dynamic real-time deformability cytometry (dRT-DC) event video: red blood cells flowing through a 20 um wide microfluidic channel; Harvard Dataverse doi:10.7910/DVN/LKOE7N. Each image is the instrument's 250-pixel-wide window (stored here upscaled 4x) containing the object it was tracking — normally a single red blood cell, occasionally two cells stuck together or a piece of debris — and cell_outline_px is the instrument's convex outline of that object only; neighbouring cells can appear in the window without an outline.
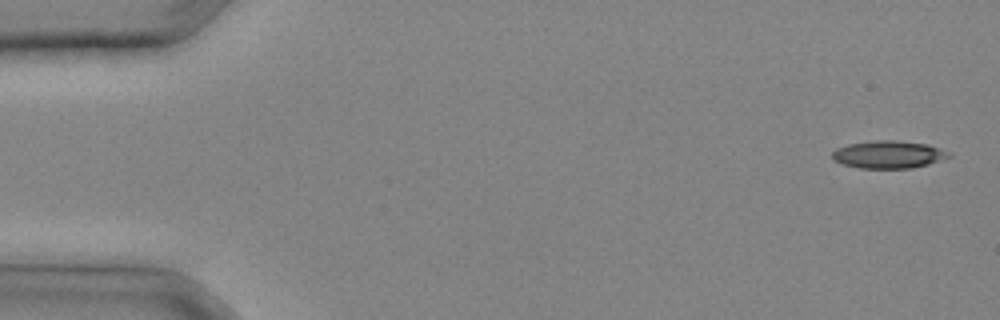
{"species": "common noctule bat (a hibernating species)", "species_latin": "Nyctalus noctula", "temperature_condition": "cold", "stored_images_in_passage": 31, "camera_frame_rate_fps": 3000, "um_per_image_px": 0.085, "animal": {"sex": "male", "body_mass_g": 20.4}, "frame": {"image": 1, "passage_image": 1, "time_ms": 0.0, "image_size_px": [1000, 320], "cell_outline_px": [[952, 156], [928, 164], [912, 168], [860, 168], [844, 164], [836, 160], [832, 156], [832, 152], [836, 148], [848, 144], [872, 140], [896, 140], [928, 144], [952, 152]], "centroid_in_image_um": [75.56, 13.12], "position_along_channel_um": 9.4, "area_um2": 18.79}}
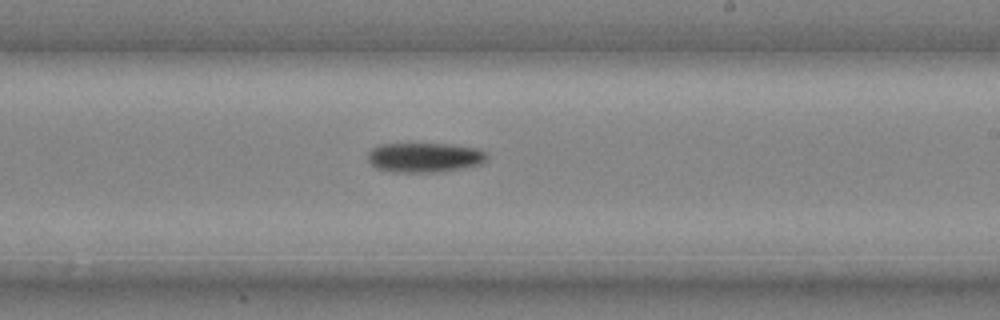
{"frame": {"image": 2, "passage_image": 19, "time_ms": 6.0, "image_size_px": [1000, 320], "cell_outline_px": [[488, 160], [484, 164], [440, 172], [392, 172], [376, 168], [368, 164], [368, 152], [372, 148], [380, 144], [452, 144], [476, 148], [488, 152]], "centroid_in_image_um": [36.12, 13.39], "position_along_channel_um": 252.9, "area_um2": 20.98}}
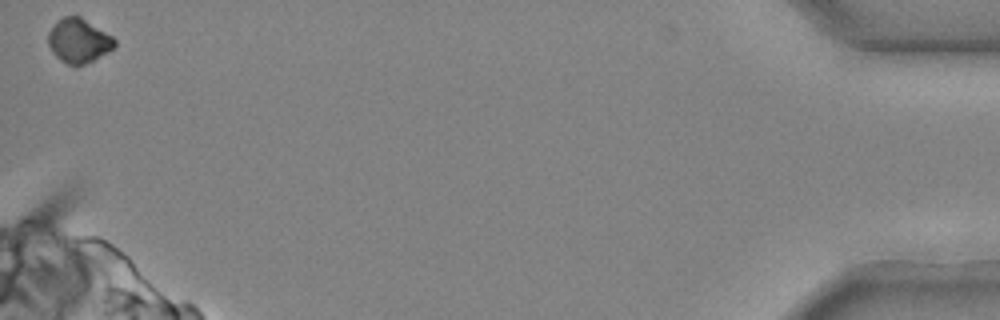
{"frame": {"image": 3, "passage_image": 31, "time_ms": 10.0, "image_size_px": [1000, 320], "cell_outline_px": [[116, 44], [108, 52], [76, 68], [60, 60], [52, 52], [48, 44], [48, 32], [56, 20], [64, 16], [80, 16], [112, 36], [116, 40]], "centroid_in_image_um": [6.66, 3.46], "position_along_channel_um": 428.5, "area_um2": 17.17}}